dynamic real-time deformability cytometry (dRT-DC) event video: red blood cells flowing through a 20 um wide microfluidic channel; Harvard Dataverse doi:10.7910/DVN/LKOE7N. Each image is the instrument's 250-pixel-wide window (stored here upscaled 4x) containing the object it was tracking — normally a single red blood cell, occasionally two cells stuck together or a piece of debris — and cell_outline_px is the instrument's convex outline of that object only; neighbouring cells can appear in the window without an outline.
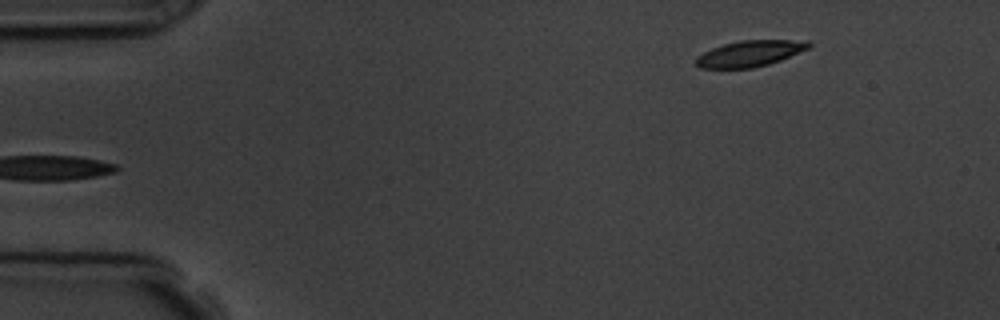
{"species": "common noctule bat (a hibernating species)", "species_latin": "Nyctalus noctula", "temperature_condition": "room temperature", "stored_images_in_passage": 5, "segment_of_instrument_passage": [2, 2], "camera_frame_rate_fps": 3000, "um_per_image_px": 0.085, "animal": {"sex": "male", "body_mass_g": 19.5, "forearm_length_mm": 54.6}, "frame": {"image": 1, "passage_image": 5, "time_ms": 4.667, "image_size_px": [1000, 320], "cell_outline_px": [[812, 44], [808, 48], [780, 60], [768, 64], [752, 68], [700, 68], [696, 64], [696, 56], [712, 48], [724, 44], [740, 40], [808, 40]], "centroid_in_image_um": [63.73, 4.54], "position_along_channel_um": 21.3, "area_um2": 16.99}}